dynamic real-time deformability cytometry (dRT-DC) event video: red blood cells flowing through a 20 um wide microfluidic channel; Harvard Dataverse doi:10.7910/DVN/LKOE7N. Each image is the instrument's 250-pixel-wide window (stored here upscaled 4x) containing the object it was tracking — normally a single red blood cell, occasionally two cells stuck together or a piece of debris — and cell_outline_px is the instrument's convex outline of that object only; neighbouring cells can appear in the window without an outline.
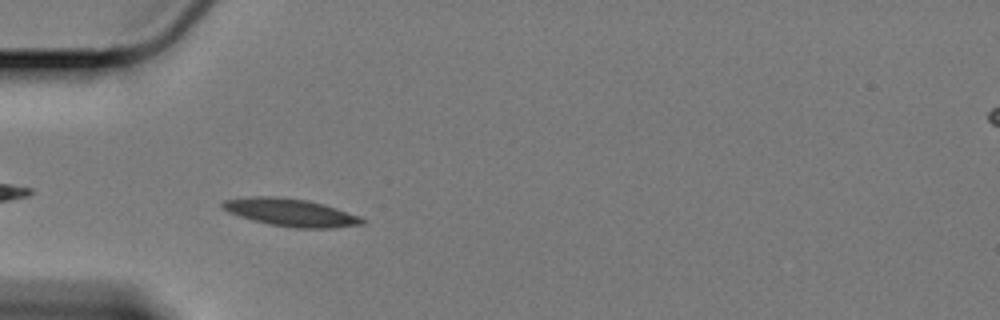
{"species": "Egyptian fruit bat (a non-hibernating species)", "species_latin": "Rousettus aegyptiacus", "temperature_condition": "cold", "stored_images_in_passage": 6, "camera_frame_rate_fps": 3000, "um_per_image_px": 0.085, "animal": {"sex": "female"}, "frame": {"image": 1, "passage_image": 3, "time_ms": 0.667, "image_size_px": [1000, 320], "cell_outline_px": [[368, 220], [364, 224], [336, 228], [296, 228], [272, 224], [252, 220], [228, 212], [220, 208], [220, 204], [224, 200], [252, 196], [276, 196], [308, 200], [324, 204], [360, 216]], "centroid_in_image_um": [24.73, 18.06], "position_along_channel_um": 60.3, "area_um2": 22.66}}